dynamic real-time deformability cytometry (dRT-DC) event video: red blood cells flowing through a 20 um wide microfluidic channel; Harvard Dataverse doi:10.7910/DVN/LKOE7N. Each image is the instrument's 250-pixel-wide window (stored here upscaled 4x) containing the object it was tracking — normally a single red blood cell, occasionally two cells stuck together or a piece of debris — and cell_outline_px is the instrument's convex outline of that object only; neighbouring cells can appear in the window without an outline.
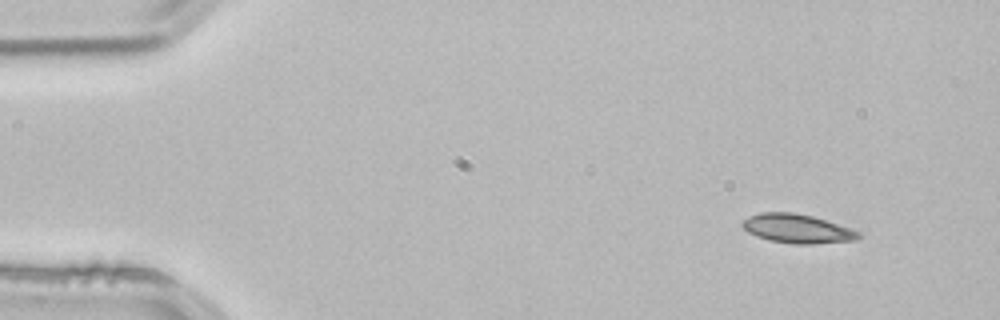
{"species": "common noctule bat (a hibernating species)", "species_latin": "Nyctalus noctula", "temperature_condition": "room temperature", "stored_images_in_passage": 49, "camera_frame_rate_fps": 3000, "um_per_image_px": 0.085, "animal": {"sex": "male", "body_mass_g": 21.5, "forearm_length_mm": 52.0}, "frame": {"image": 1, "passage_image": 1, "time_ms": 0.0, "image_size_px": [1000, 320], "cell_outline_px": [[864, 236], [856, 240], [812, 244], [796, 244], [768, 240], [756, 236], [748, 232], [740, 224], [748, 216], [760, 212], [792, 212], [812, 216], [860, 232]], "centroid_in_image_um": [67.74, 19.44], "position_along_channel_um": 17.3, "area_um2": 19.54}}
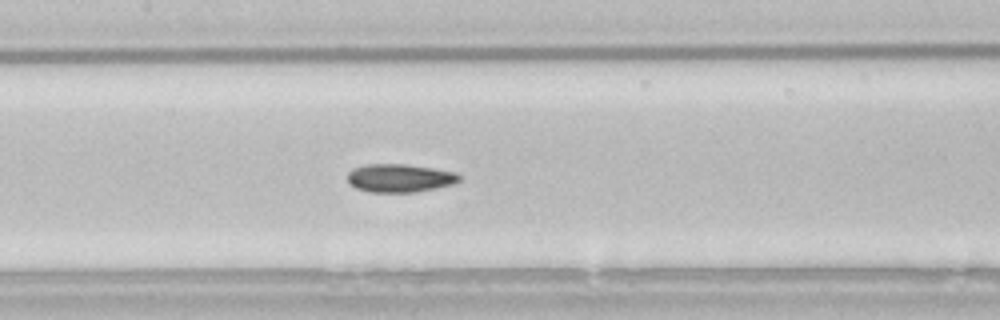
{"frame": {"image": 2, "passage_image": 21, "time_ms": 6.667, "image_size_px": [1000, 320], "cell_outline_px": [[460, 180], [452, 184], [436, 188], [416, 192], [368, 192], [356, 188], [348, 184], [348, 172], [352, 168], [368, 164], [404, 164], [432, 168], [456, 172], [460, 176]], "centroid_in_image_um": [33.94, 15.14], "position_along_channel_um": 173.5, "area_um2": 18.44}}
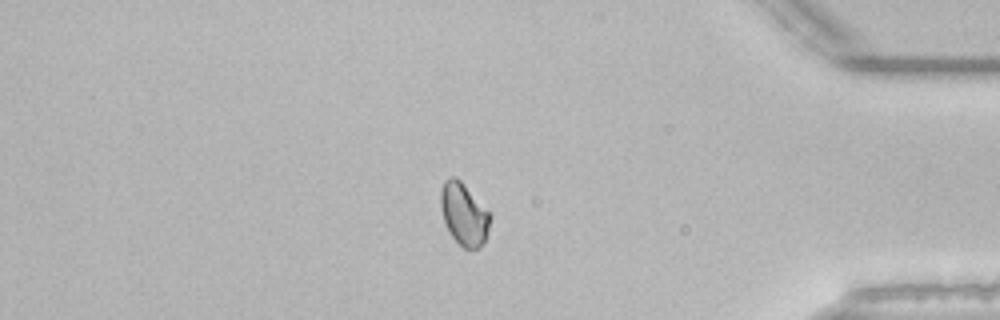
{"frame": {"image": 3, "passage_image": 41, "time_ms": 13.333, "image_size_px": [1000, 320], "cell_outline_px": [[492, 216], [484, 240], [480, 248], [464, 248], [448, 232], [444, 224], [440, 208], [440, 192], [444, 180], [452, 176], [456, 176], [460, 180]], "centroid_in_image_um": [39.39, 18.19], "position_along_channel_um": 395.8, "area_um2": 17.8}, "authors_computed_cell_mechanics": {"area_um2": 18.4382, "velocity_mm_per_s": 3.8148, "shape_relaxation_time_tau1_ms": 7.2657, "shape_relaxation_time_tau2_ms": 2.3504, "deformation_change_tau1": 0.1037, "deformation_change_tau2": 0.0428}}